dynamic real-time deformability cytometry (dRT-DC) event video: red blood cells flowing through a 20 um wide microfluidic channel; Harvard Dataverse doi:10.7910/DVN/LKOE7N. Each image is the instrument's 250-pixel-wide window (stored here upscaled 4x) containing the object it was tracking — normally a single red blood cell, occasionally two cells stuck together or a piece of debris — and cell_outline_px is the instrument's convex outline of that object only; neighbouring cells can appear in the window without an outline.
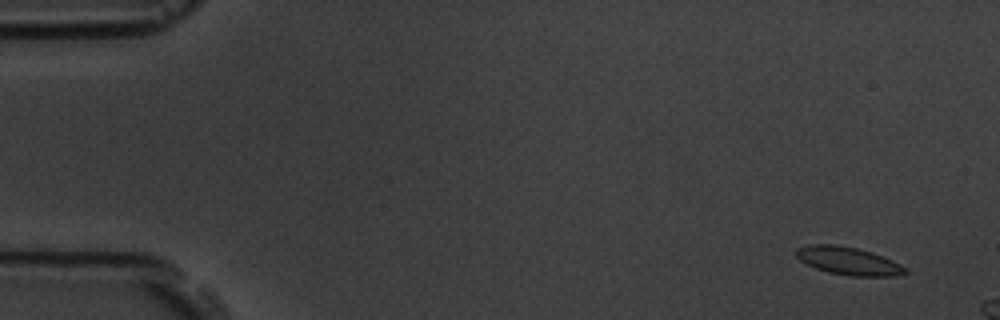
{"species": "common noctule bat (a hibernating species)", "species_latin": "Nyctalus noctula", "temperature_condition": "room temperature", "stored_images_in_passage": 3, "camera_frame_rate_fps": 3000, "um_per_image_px": 0.085, "animal": {"sex": "male", "body_mass_g": 19.5, "forearm_length_mm": 54.6}, "frame": {"image": 1, "passage_image": 1, "time_ms": 0.0, "image_size_px": [1000, 320], "cell_outline_px": [[908, 272], [896, 276], [848, 276], [828, 272], [816, 268], [800, 260], [796, 256], [796, 248], [808, 244], [836, 244], [856, 248], [872, 252], [892, 260], [908, 268]], "centroid_in_image_um": [72.12, 22.17], "position_along_channel_um": 12.9, "area_um2": 17.8}}